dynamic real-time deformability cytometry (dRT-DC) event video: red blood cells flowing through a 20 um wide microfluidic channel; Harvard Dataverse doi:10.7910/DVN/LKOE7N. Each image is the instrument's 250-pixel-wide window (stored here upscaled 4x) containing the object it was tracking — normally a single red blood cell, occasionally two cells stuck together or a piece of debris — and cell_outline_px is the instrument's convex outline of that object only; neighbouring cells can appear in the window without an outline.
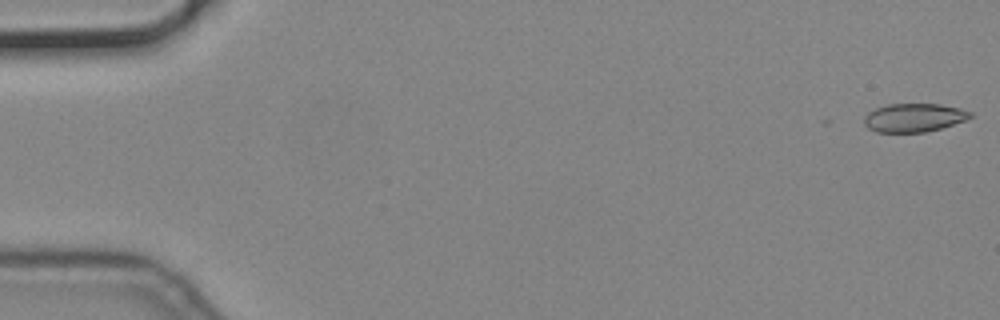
{"species": "common noctule bat (a hibernating species)", "species_latin": "Nyctalus noctula", "temperature_condition": "cold", "stored_images_in_passage": 14, "camera_frame_rate_fps": 3000, "um_per_image_px": 0.085, "animal": {"sex": "male", "body_mass_g": 19.2, "forearm_length_mm": 51.8}, "frame": {"image": 1, "passage_image": 1, "time_ms": 0.0, "image_size_px": [1000, 320], "cell_outline_px": [[972, 116], [964, 120], [940, 128], [924, 132], [876, 132], [868, 128], [864, 124], [864, 116], [868, 112], [876, 108], [888, 104], [940, 104], [960, 108], [972, 112]], "centroid_in_image_um": [77.65, 9.99], "position_along_channel_um": 7.3, "area_um2": 17.51}}
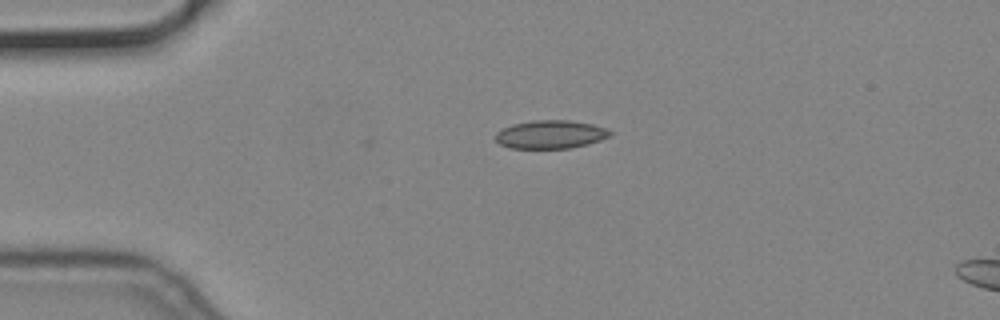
{"frame": {"image": 2, "passage_image": 13, "time_ms": 4.0, "image_size_px": [1000, 320], "cell_outline_px": [[612, 132], [608, 136], [600, 140], [588, 144], [572, 148], [508, 148], [500, 144], [496, 140], [496, 132], [512, 124], [532, 120], [572, 120], [592, 124], [604, 128]], "centroid_in_image_um": [46.78, 11.42], "position_along_channel_um": 38.2, "area_um2": 18.84}}